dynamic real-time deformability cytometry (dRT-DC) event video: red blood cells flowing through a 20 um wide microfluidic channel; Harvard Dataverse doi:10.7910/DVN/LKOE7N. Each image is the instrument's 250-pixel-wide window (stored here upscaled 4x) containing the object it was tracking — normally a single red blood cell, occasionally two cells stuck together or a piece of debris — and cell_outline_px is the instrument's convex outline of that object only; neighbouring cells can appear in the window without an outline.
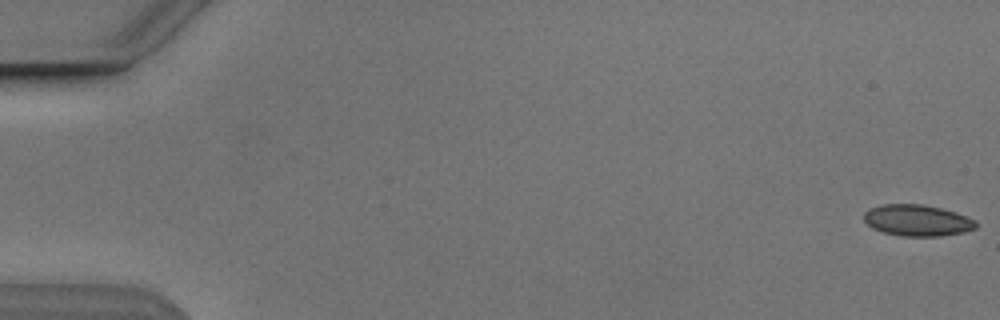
{"species": "Egyptian fruit bat (a non-hibernating species)", "species_latin": "Rousettus aegyptiacus", "temperature_condition": "cold", "stored_images_in_passage": 50, "camera_frame_rate_fps": 3000, "um_per_image_px": 0.085, "animal": {"sex": "male"}, "frame": {"image": 1, "passage_image": 1, "time_ms": 0.0, "image_size_px": [1000, 320], "cell_outline_px": [[976, 228], [964, 232], [940, 236], [900, 236], [884, 232], [872, 228], [864, 220], [864, 212], [868, 208], [880, 204], [924, 204], [956, 212], [976, 220]], "centroid_in_image_um": [77.95, 18.72], "position_along_channel_um": 7.1, "area_um2": 20.58}}
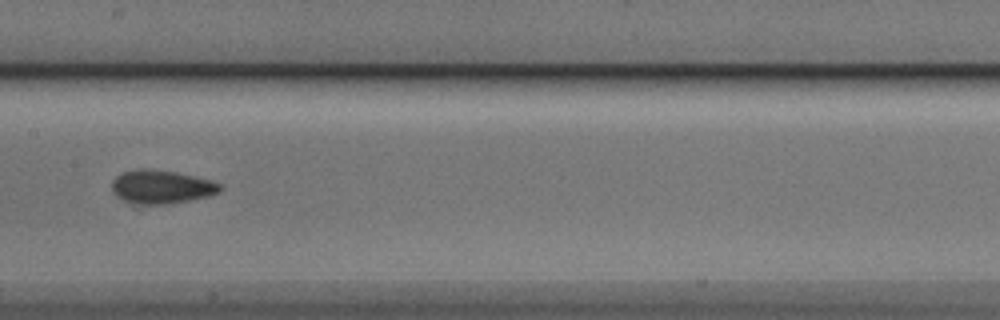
{"frame": {"image": 2, "passage_image": 28, "time_ms": 9.0, "image_size_px": [1000, 320], "cell_outline_px": [[224, 188], [220, 192], [208, 196], [168, 204], [140, 204], [120, 200], [112, 192], [112, 180], [116, 176], [124, 172], [144, 168], [176, 172], [212, 180], [220, 184]], "centroid_in_image_um": [13.72, 15.89], "position_along_channel_um": 193.7, "area_um2": 21.15}}
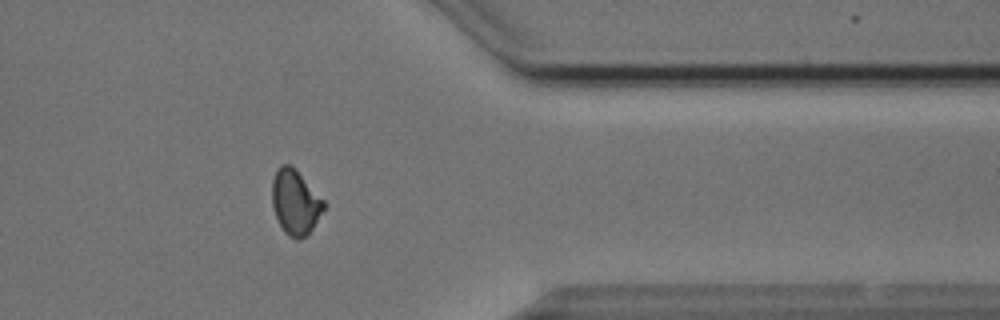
{"frame": {"image": 3, "passage_image": 44, "time_ms": 14.333, "image_size_px": [1000, 320], "cell_outline_px": [[324, 208], [312, 228], [300, 240], [296, 240], [288, 236], [284, 232], [276, 216], [272, 204], [272, 180], [276, 168], [280, 164], [292, 164], [324, 200]], "centroid_in_image_um": [25.07, 17.15], "position_along_channel_um": 386.3, "area_um2": 19.54}, "authors_computed_cell_mechanics": {"area_um2": 20.6346, "velocity_mm_per_s": 3.8507, "shape_relaxation_time_tau1_ms": 7.087, "shape_relaxation_time_tau2_ms": 1.8268, "deformation_change_tau1": 0.0986, "deformation_change_tau2": 0.0641}}